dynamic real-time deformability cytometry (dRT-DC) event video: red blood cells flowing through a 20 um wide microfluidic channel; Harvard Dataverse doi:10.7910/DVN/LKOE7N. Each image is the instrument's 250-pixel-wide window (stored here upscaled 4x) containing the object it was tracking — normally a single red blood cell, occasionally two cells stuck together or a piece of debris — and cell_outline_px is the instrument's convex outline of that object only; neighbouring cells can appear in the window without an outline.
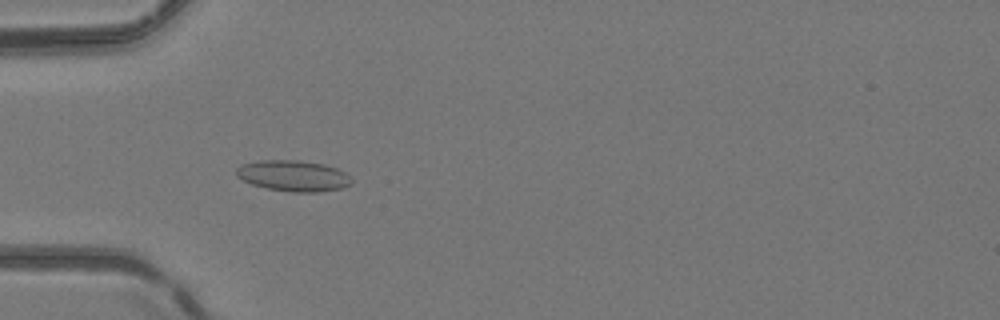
{"species": "common noctule bat (a hibernating species)", "species_latin": "Nyctalus noctula", "temperature_condition": "room temperature", "stored_images_in_passage": 14, "camera_frame_rate_fps": 3000, "um_per_image_px": 0.085, "animal": {"sex": "female", "body_mass_g": 24.6, "forearm_length_mm": 56.2}, "frame": {"image": 1, "passage_image": 13, "time_ms": 4.0, "image_size_px": [1000, 320], "cell_outline_px": [[352, 184], [344, 188], [316, 192], [292, 192], [268, 188], [252, 184], [236, 176], [236, 168], [240, 164], [260, 160], [300, 160], [324, 164], [336, 168], [344, 172], [352, 180]], "centroid_in_image_um": [24.93, 14.93], "position_along_channel_um": 60.1, "area_um2": 20.81}}